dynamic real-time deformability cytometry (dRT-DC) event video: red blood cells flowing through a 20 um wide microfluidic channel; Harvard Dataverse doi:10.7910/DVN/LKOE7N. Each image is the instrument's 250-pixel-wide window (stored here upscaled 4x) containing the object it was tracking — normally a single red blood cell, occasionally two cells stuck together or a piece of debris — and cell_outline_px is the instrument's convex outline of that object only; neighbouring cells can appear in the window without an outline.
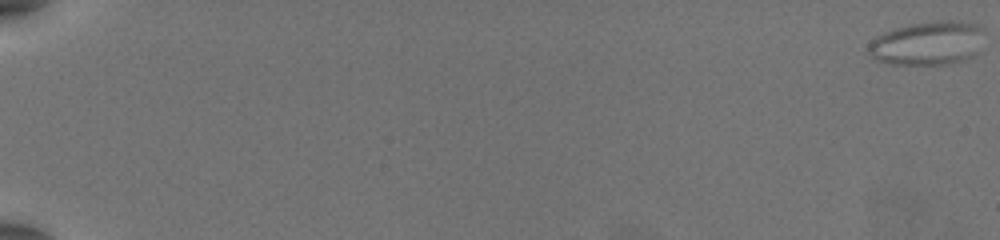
{"species": "common noctule bat (a hibernating species)", "species_latin": "Nyctalus noctula", "temperature_condition": "warm", "stored_images_in_passage": 57, "camera_frame_rate_fps": 3000, "um_per_image_px": 0.085, "animal": {"sex": "female", "body_mass_g": 19.5, "forearm_length_mm": 54.1}, "frame": {"image": 1, "passage_image": 1, "time_ms": 0.0, "image_size_px": [1000, 240], "cell_outline_px": [[984, 32], [976, 56], [964, 60], [948, 64], [888, 64], [876, 60], [868, 52], [868, 44], [876, 36], [884, 32], [896, 28], [912, 24], [936, 20], [956, 20], [980, 24], [984, 28]], "centroid_in_image_um": [78.89, 3.66], "position_along_channel_um": 6.1, "area_um2": 29.94}}
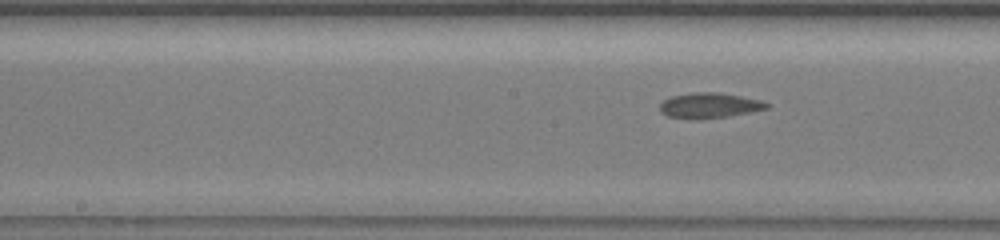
{"frame": {"image": 2, "passage_image": 32, "time_ms": 10.333, "image_size_px": [1000, 240], "cell_outline_px": [[768, 108], [728, 116], [696, 120], [668, 116], [660, 112], [660, 104], [664, 100], [672, 96], [692, 92], [720, 92], [760, 100], [768, 104]], "centroid_in_image_um": [60.25, 8.96], "position_along_channel_um": 187.9, "area_um2": 15.66}}
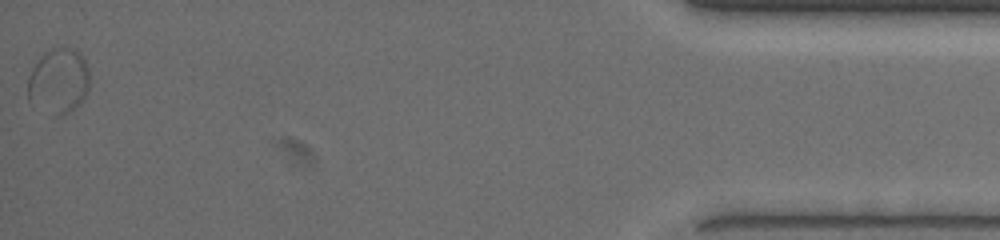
{"frame": {"image": 3, "passage_image": 57, "time_ms": 18.667, "image_size_px": [1000, 240], "cell_outline_px": [[88, 88], [80, 104], [68, 112], [60, 116], [56, 116], [28, 100], [28, 76], [32, 68], [44, 52], [52, 48], [72, 48], [80, 52], [88, 68]], "centroid_in_image_um": [4.97, 6.87], "position_along_channel_um": 430.2, "area_um2": 23.24}}